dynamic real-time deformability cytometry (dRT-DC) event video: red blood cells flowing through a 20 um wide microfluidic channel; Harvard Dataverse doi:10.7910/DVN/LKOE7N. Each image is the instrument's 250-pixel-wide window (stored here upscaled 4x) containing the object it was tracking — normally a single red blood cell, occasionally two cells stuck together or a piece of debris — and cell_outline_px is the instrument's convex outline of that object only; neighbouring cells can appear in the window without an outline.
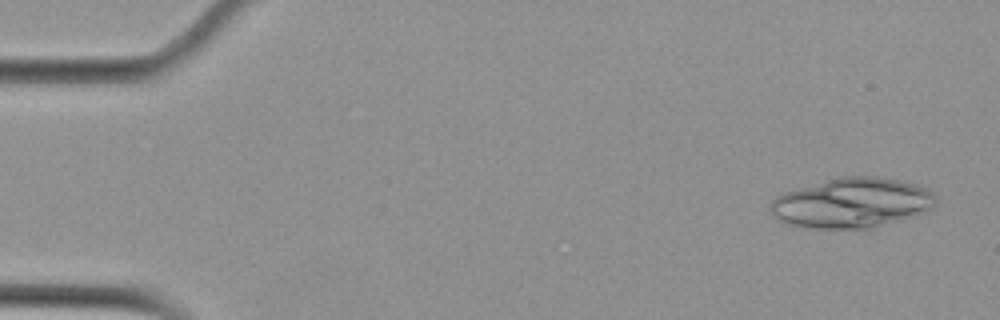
{"species": "Egyptian fruit bat (a non-hibernating species)", "species_latin": "Rousettus aegyptiacus", "temperature_condition": "cold", "stored_images_in_passage": 12, "camera_frame_rate_fps": 3000, "um_per_image_px": 0.085, "animal": {"sex": "female"}, "frame": {"image": 1, "passage_image": 1, "time_ms": 0.0, "image_size_px": [1000, 320], "cell_outline_px": [[936, 204], [932, 208], [924, 212], [872, 228], [812, 228], [784, 224], [776, 220], [772, 212], [772, 200], [776, 196], [784, 192], [828, 180], [844, 176], [880, 176], [900, 180], [916, 184], [928, 188], [936, 196]], "centroid_in_image_um": [72.43, 17.24], "position_along_channel_um": 12.6, "area_um2": 47.97}}